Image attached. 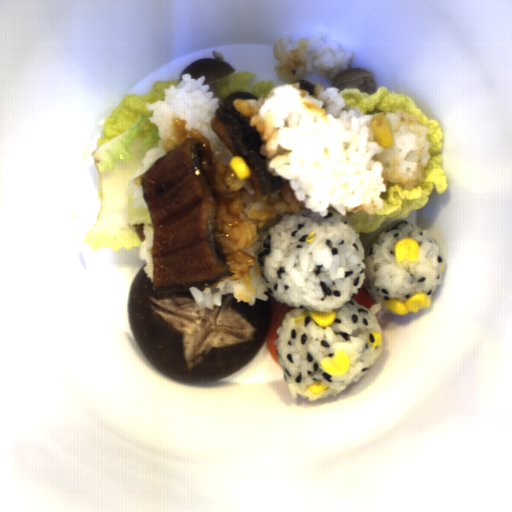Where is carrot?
<instances>
[{
    "label": "carrot",
    "instance_id": "carrot-1",
    "mask_svg": "<svg viewBox=\"0 0 512 512\" xmlns=\"http://www.w3.org/2000/svg\"><path fill=\"white\" fill-rule=\"evenodd\" d=\"M268 301L270 303V309H271V322H270V330L266 336V343H267V349L271 357L275 362H277L280 365V362L277 358V345H275V342L278 338L277 336V330L278 328L283 325L284 317L285 315L294 309L295 307H287L278 301H276L271 294L270 290L267 291Z\"/></svg>",
    "mask_w": 512,
    "mask_h": 512
},
{
    "label": "carrot",
    "instance_id": "carrot-2",
    "mask_svg": "<svg viewBox=\"0 0 512 512\" xmlns=\"http://www.w3.org/2000/svg\"><path fill=\"white\" fill-rule=\"evenodd\" d=\"M352 300L358 301L369 311L373 304H377L375 301L371 299V297L369 296L364 287L356 293Z\"/></svg>",
    "mask_w": 512,
    "mask_h": 512
}]
</instances>
